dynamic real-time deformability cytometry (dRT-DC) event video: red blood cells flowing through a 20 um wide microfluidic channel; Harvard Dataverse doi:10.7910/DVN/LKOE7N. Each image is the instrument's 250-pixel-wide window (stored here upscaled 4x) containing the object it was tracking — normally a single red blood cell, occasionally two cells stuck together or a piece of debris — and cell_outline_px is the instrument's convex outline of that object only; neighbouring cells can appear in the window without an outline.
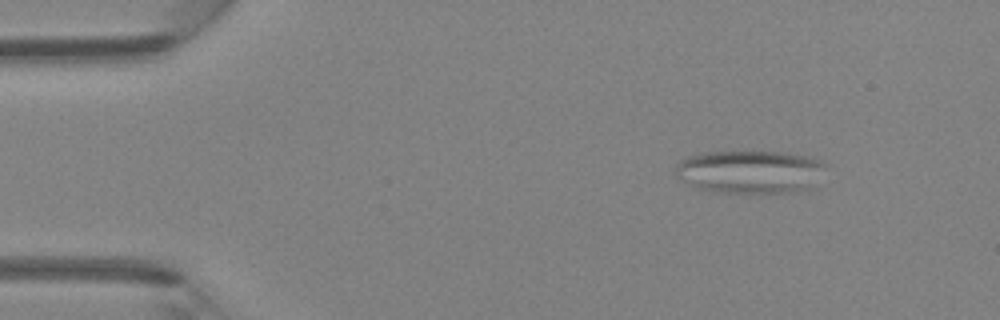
{"species": "Egyptian fruit bat (a non-hibernating species)", "species_latin": "Rousettus aegyptiacus", "temperature_condition": "room temperature", "stored_images_in_passage": 46, "camera_frame_rate_fps": 3000, "um_per_image_px": 0.085, "animal": {"sex": "female"}, "frame": {"image": 1, "passage_image": 6, "time_ms": 1.667, "image_size_px": [1000, 320], "cell_outline_px": [[828, 164], [816, 188], [808, 192], [720, 192], [700, 188], [680, 180], [676, 176], [676, 164], [680, 160], [688, 156], [704, 152], [784, 152], [812, 156]], "centroid_in_image_um": [63.89, 14.6], "position_along_channel_um": 21.1, "area_um2": 38.38}}
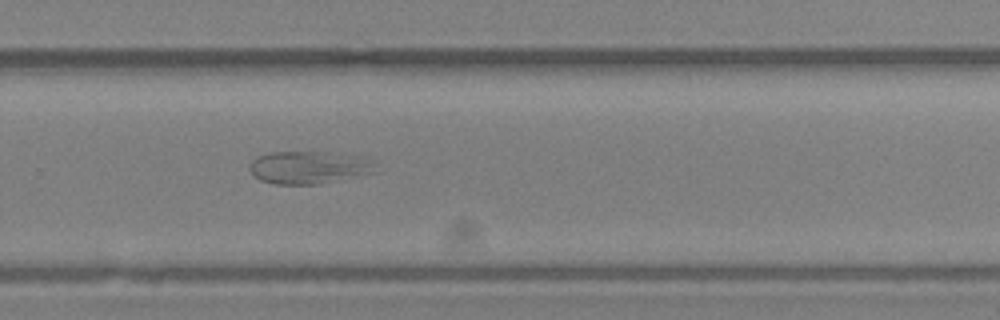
{"frame": {"image": 2, "passage_image": 31, "time_ms": 10.0, "image_size_px": [1000, 320], "cell_outline_px": [[376, 172], [316, 184], [272, 184], [260, 180], [252, 176], [248, 168], [248, 164], [256, 156], [268, 152], [328, 152], [360, 156], [368, 160], [372, 164]], "centroid_in_image_um": [26.13, 14.22], "position_along_channel_um": 303.7, "area_um2": 23.93}}
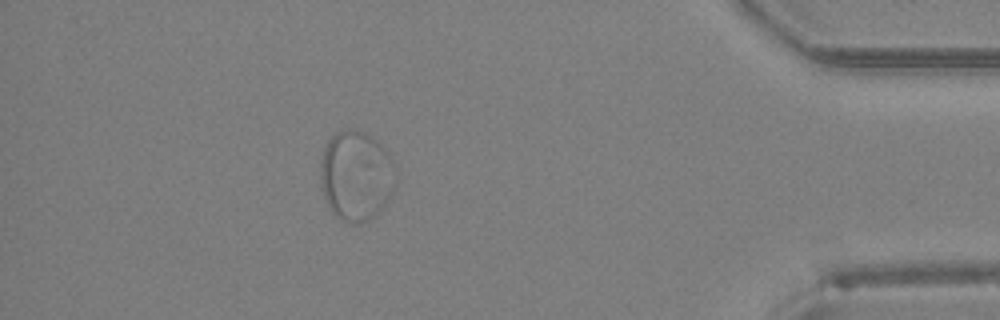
{"frame": {"image": 3, "passage_image": 41, "time_ms": 13.333, "image_size_px": [1000, 320], "cell_outline_px": [[396, 184], [388, 200], [380, 212], [372, 220], [360, 224], [352, 224], [336, 216], [332, 212], [324, 200], [320, 188], [320, 164], [324, 148], [328, 140], [336, 132], [344, 128], [364, 132], [372, 136], [388, 152], [396, 168]], "centroid_in_image_um": [30.27, 14.97], "position_along_channel_um": 404.9, "area_um2": 40.34}}